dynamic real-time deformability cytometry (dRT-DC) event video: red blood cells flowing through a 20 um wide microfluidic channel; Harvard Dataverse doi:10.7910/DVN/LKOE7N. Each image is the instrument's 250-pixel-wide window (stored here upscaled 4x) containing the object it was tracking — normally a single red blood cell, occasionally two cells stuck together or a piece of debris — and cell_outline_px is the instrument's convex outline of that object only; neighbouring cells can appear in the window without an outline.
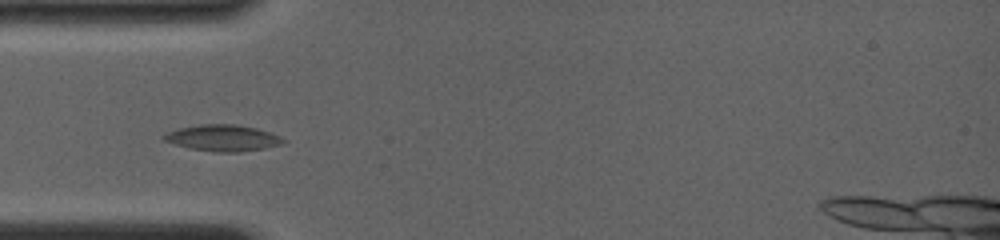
{"species": "common noctule bat (a hibernating species)", "species_latin": "Nyctalus noctula", "temperature_condition": "room temperature", "stored_images_in_passage": 23, "camera_frame_rate_fps": 4000, "um_per_image_px": 0.085, "animal": {"sex": "female", "body_mass_g": 19.0, "forearm_length_mm": 56.7}, "frame": {"image": 1, "passage_image": 4, "time_ms": 3.75, "image_size_px": [1000, 240], "cell_outline_px": [[288, 140], [280, 144], [264, 148], [240, 152], [216, 152], [188, 148], [164, 140], [160, 136], [164, 132], [176, 128], [200, 124], [236, 124], [256, 128], [280, 136]], "centroid_in_image_um": [18.88, 11.72], "position_along_channel_um": 66.1, "area_um2": 18.44}}
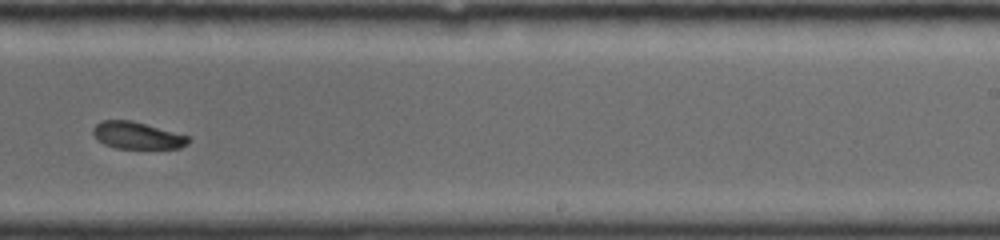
{"frame": {"image": 2, "passage_image": 14, "time_ms": 9.0, "image_size_px": [1000, 240], "cell_outline_px": [[192, 140], [188, 144], [180, 148], [116, 148], [104, 144], [96, 140], [92, 132], [92, 128], [96, 124], [104, 120], [132, 120], [192, 136]], "centroid_in_image_um": [11.7, 11.51], "position_along_channel_um": 277.3, "area_um2": 15.32}}
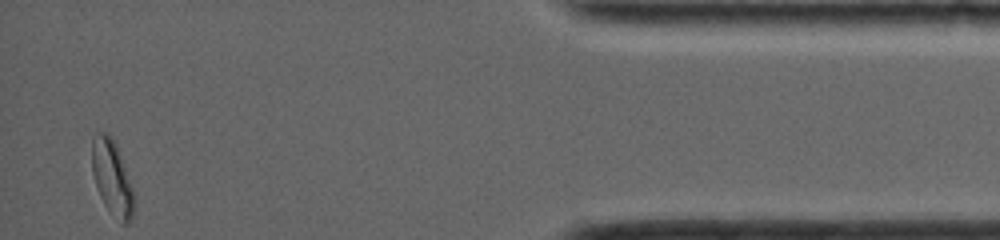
{"frame": {"image": 3, "passage_image": 23, "time_ms": 14.0, "image_size_px": [1000, 240], "cell_outline_px": [[136, 208], [128, 224], [120, 224], [104, 204], [100, 196], [92, 172], [92, 136], [96, 132], [108, 132], [116, 140], [136, 196]], "centroid_in_image_um": [9.57, 15.1], "position_along_channel_um": 425.6, "area_um2": 19.13}, "authors_computed_cell_mechanics": {"area_um2": 16.8776, "velocity_mm_per_s": 4.0218, "shape_relaxation_time_tau1_ms": 3.5212, "shape_relaxation_time_tau2_ms": 10.7793, "deformation_change_tau1": 0.0829, "deformation_change_tau2": 0.1679}}